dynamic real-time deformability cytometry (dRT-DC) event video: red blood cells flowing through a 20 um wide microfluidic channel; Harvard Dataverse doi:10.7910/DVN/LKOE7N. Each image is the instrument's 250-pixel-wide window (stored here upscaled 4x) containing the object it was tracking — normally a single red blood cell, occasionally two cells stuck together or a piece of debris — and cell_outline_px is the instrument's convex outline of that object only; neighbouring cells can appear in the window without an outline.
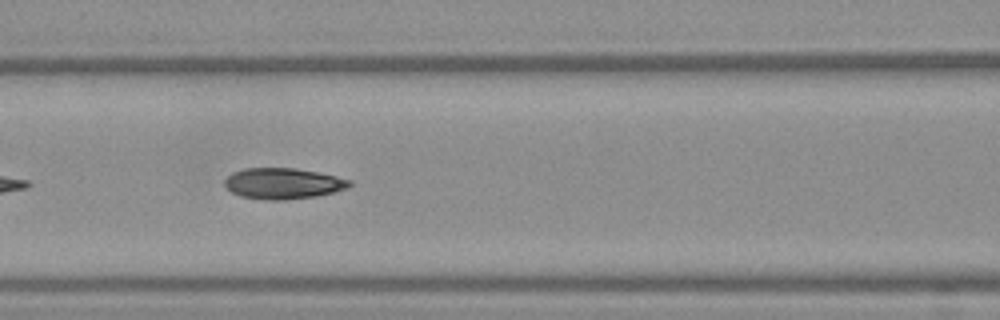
{"species": "Egyptian fruit bat (a non-hibernating species)", "species_latin": "Rousettus aegyptiacus", "temperature_condition": "warm", "stored_images_in_passage": 17, "camera_frame_rate_fps": 3000, "um_per_image_px": 0.085, "frame": {"image": 1, "passage_image": 8, "time_ms": 2.333, "image_size_px": [1000, 320], "cell_outline_px": [[352, 184], [348, 188], [316, 196], [288, 200], [264, 200], [240, 196], [232, 192], [224, 184], [224, 180], [232, 172], [244, 168], [296, 168], [336, 176], [352, 180]], "centroid_in_image_um": [24.05, 15.6], "position_along_channel_um": 142.5, "area_um2": 22.6}}